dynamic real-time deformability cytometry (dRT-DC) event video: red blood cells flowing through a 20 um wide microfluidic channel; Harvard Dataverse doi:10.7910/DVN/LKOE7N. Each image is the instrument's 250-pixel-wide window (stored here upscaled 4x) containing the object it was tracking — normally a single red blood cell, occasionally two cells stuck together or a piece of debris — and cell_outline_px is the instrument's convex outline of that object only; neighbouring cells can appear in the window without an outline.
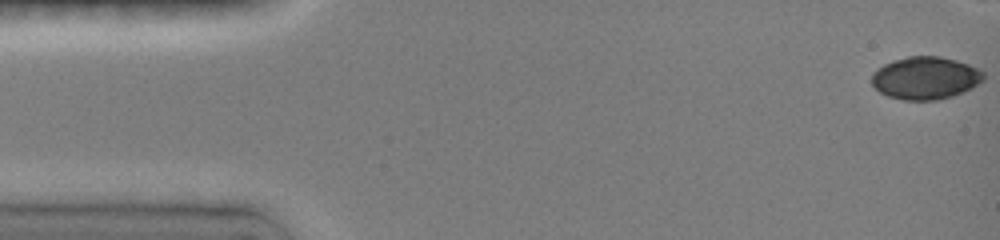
{"species": "common noctule bat (a hibernating species)", "species_latin": "Nyctalus noctula", "temperature_condition": "room temperature", "stored_images_in_passage": 47, "camera_frame_rate_fps": 3000, "um_per_image_px": 0.085, "animal": {"sex": "female", "body_mass_g": 19.0, "forearm_length_mm": 51.5}, "frame": {"image": 1, "passage_image": 1, "time_ms": 0.0, "image_size_px": [1000, 240], "cell_outline_px": [[984, 80], [972, 88], [952, 96], [936, 100], [904, 100], [888, 96], [880, 92], [872, 84], [872, 72], [876, 68], [892, 60], [908, 56], [940, 56], [956, 60], [968, 64], [984, 72]], "centroid_in_image_um": [78.65, 6.62], "position_along_channel_um": 6.4, "area_um2": 27.86}}
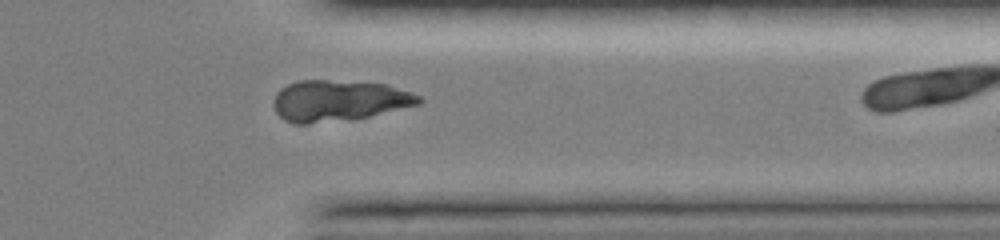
{"frame": {"image": 2, "passage_image": 45, "time_ms": 12.333, "image_size_px": [1000, 240], "cell_outline_px": [[424, 100], [420, 104], [368, 116], [308, 124], [292, 124], [284, 120], [276, 112], [276, 92], [280, 88], [288, 84], [300, 80], [328, 80], [384, 84], [420, 96]], "centroid_in_image_um": [28.77, 8.55], "position_along_channel_um": 382.6, "area_um2": 34.1}}